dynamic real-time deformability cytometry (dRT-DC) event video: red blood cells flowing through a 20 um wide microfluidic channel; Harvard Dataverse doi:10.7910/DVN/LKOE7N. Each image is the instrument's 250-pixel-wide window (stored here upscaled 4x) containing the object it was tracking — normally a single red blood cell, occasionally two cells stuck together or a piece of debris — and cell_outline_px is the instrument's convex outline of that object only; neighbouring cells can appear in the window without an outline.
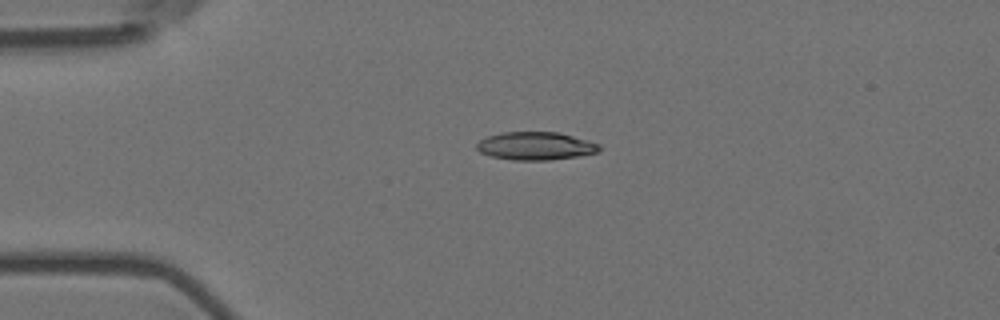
{"species": "Egyptian fruit bat (a non-hibernating species)", "species_latin": "Rousettus aegyptiacus", "temperature_condition": "room temperature", "stored_images_in_passage": 3, "camera_frame_rate_fps": 3000, "um_per_image_px": 0.085, "animal": {"sex": "female"}, "frame": {"image": 1, "passage_image": 1, "time_ms": 0.0, "image_size_px": [1000, 320], "cell_outline_px": [[600, 152], [576, 156], [548, 160], [512, 160], [492, 156], [480, 152], [476, 148], [476, 144], [480, 140], [488, 136], [500, 132], [560, 132], [588, 140], [600, 144]], "centroid_in_image_um": [45.53, 12.4], "position_along_channel_um": 39.5, "area_um2": 20.06}}
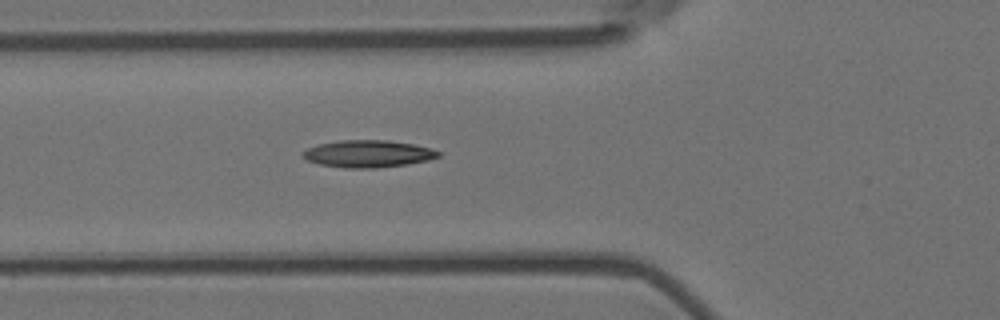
{"frame": {"image": 2, "passage_image": 3, "time_ms": 0.667, "image_size_px": [1000, 320], "cell_outline_px": [[440, 156], [428, 160], [404, 164], [376, 168], [344, 168], [320, 164], [308, 160], [300, 152], [308, 148], [320, 144], [340, 140], [388, 140], [412, 144], [432, 148], [440, 152]], "centroid_in_image_um": [31.29, 13.07], "position_along_channel_um": 94.5, "area_um2": 21.27}}